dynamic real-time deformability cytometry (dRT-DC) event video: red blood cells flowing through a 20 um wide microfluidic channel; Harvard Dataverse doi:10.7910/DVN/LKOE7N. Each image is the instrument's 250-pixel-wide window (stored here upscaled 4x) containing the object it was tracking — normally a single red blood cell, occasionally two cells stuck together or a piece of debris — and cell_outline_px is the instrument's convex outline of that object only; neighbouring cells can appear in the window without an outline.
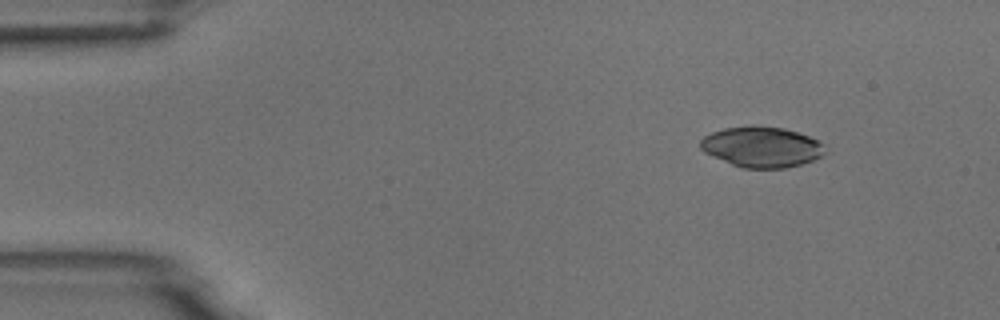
{"species": "common noctule bat (a hibernating species)", "species_latin": "Nyctalus noctula", "temperature_condition": "room temperature", "stored_images_in_passage": 4, "camera_frame_rate_fps": 3000, "um_per_image_px": 0.085, "animal": {"sex": "male", "body_mass_g": 18.8}, "frame": {"image": 1, "passage_image": 1, "time_ms": 0.0, "image_size_px": [1000, 320], "cell_outline_px": [[828, 152], [812, 160], [800, 164], [784, 168], [744, 168], [732, 164], [704, 152], [700, 148], [700, 140], [704, 136], [712, 132], [724, 128], [752, 124], [756, 124], [784, 128], [808, 136], [816, 140]], "centroid_in_image_um": [64.71, 12.47], "position_along_channel_um": 20.3, "area_um2": 29.42}}